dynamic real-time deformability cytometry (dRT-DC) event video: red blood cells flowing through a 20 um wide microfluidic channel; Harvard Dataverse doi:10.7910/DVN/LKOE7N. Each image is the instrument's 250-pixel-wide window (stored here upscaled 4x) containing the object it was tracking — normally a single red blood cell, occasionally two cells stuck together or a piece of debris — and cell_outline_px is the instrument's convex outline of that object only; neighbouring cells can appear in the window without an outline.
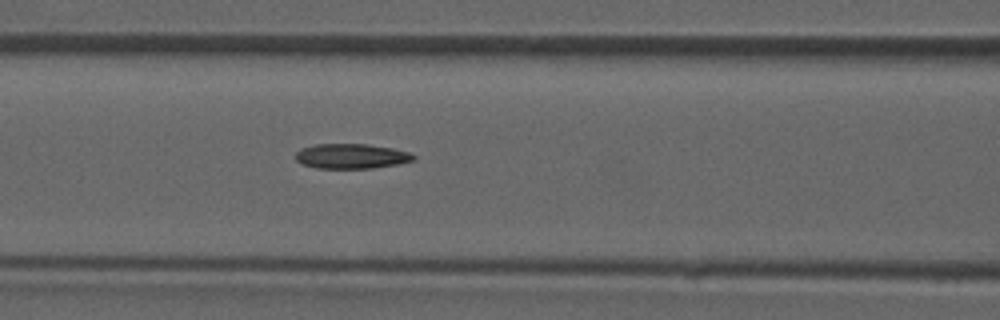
{"species": "common noctule bat (a hibernating species)", "species_latin": "Nyctalus noctula", "temperature_condition": "room temperature", "stored_images_in_passage": 42, "camera_frame_rate_fps": 3000, "um_per_image_px": 0.085, "animal": {"sex": "male", "forearm_length_mm": 52.5}, "frame": {"image": 1, "passage_image": 19, "time_ms": 6.0, "image_size_px": [1000, 320], "cell_outline_px": [[416, 160], [396, 164], [372, 168], [316, 168], [300, 164], [296, 160], [296, 152], [300, 148], [316, 144], [368, 144], [392, 148], [408, 152], [416, 156]], "centroid_in_image_um": [29.84, 13.27], "position_along_channel_um": 136.8, "area_um2": 17.17}}